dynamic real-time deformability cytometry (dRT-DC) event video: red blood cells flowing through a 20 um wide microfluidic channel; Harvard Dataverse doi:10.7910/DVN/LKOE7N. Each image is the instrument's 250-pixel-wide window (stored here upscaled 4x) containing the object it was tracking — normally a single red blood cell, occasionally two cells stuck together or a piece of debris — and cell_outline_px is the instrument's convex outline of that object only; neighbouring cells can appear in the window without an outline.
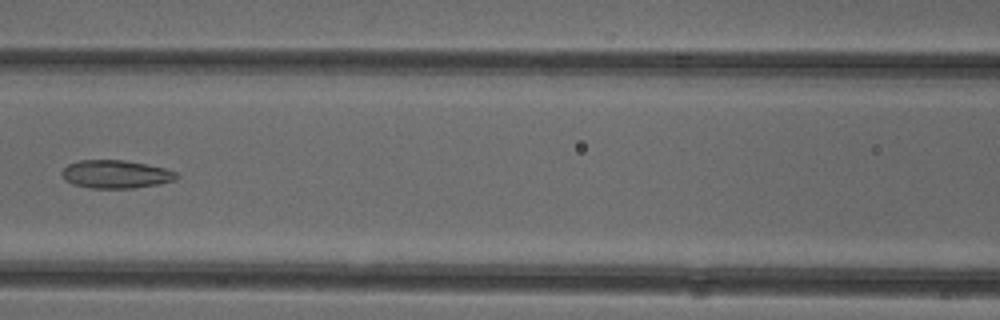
{"species": "common noctule bat (a hibernating species)", "species_latin": "Nyctalus noctula", "temperature_condition": "cold", "stored_images_in_passage": 7, "camera_frame_rate_fps": 3000, "um_per_image_px": 0.085, "animal": {"sex": "female"}, "frame": {"image": 1, "passage_image": 6, "time_ms": 1.667, "image_size_px": [1000, 320], "cell_outline_px": [[180, 176], [176, 180], [160, 184], [132, 188], [88, 188], [72, 184], [64, 180], [60, 172], [68, 164], [80, 160], [124, 160], [164, 168], [176, 172]], "centroid_in_image_um": [9.83, 14.82], "position_along_channel_um": 156.8, "area_um2": 18.9}}
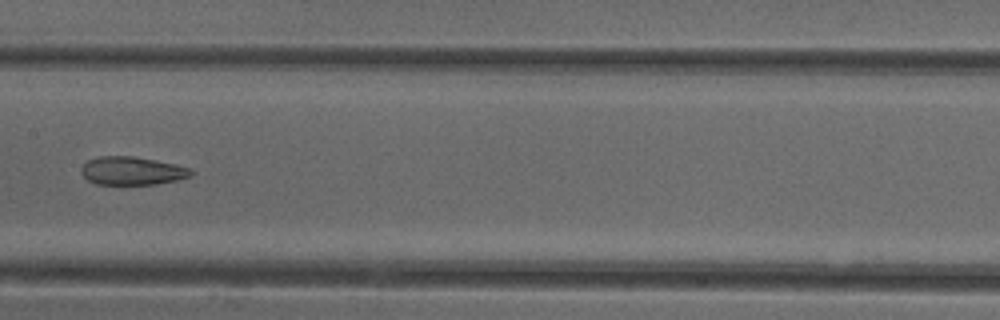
{"frame": {"image": 2, "passage_image": 7, "time_ms": 2.0, "image_size_px": [1000, 320], "cell_outline_px": [[192, 176], [176, 180], [156, 184], [96, 184], [88, 180], [80, 172], [80, 168], [88, 160], [100, 156], [132, 156], [176, 164], [192, 168]], "centroid_in_image_um": [11.23, 14.52], "position_along_channel_um": 196.2, "area_um2": 18.03}}